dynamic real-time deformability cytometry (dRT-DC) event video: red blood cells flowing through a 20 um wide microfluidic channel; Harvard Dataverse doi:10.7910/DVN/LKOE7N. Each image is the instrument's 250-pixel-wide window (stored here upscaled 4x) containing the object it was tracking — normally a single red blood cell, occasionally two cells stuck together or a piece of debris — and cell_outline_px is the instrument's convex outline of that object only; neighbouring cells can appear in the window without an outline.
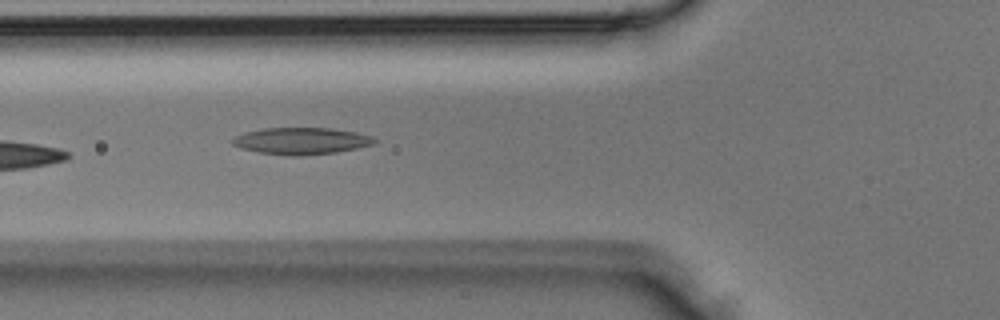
{"species": "Egyptian fruit bat (a non-hibernating species)", "species_latin": "Rousettus aegyptiacus", "temperature_condition": "room temperature", "stored_images_in_passage": 4, "camera_frame_rate_fps": 3000, "um_per_image_px": 0.085, "animal": {"sex": "male"}, "frame": {"image": 1, "passage_image": 4, "time_ms": 1.0, "image_size_px": [1000, 320], "cell_outline_px": [[380, 140], [376, 144], [336, 152], [300, 156], [292, 156], [256, 152], [240, 148], [232, 144], [228, 140], [244, 132], [260, 128], [332, 128], [356, 132], [372, 136]], "centroid_in_image_um": [25.6, 11.98], "position_along_channel_um": 100.2, "area_um2": 22.54}}